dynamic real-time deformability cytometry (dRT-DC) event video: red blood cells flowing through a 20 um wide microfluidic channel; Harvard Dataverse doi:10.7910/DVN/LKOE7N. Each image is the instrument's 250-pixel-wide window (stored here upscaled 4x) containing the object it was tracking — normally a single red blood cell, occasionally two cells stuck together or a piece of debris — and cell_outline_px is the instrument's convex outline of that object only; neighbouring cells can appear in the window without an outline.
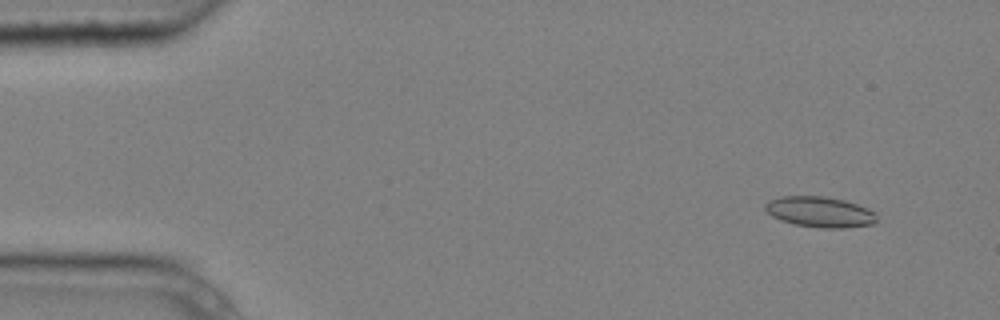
{"species": "common noctule bat (a hibernating species)", "species_latin": "Nyctalus noctula", "temperature_condition": "cold", "stored_images_in_passage": 5, "camera_frame_rate_fps": 3000, "um_per_image_px": 0.085, "animal": {"sex": "male", "body_mass_g": 20.4}, "frame": {"image": 1, "passage_image": 2, "time_ms": 0.333, "image_size_px": [1000, 320], "cell_outline_px": [[876, 224], [844, 228], [820, 228], [796, 224], [780, 220], [772, 216], [764, 208], [764, 204], [768, 200], [780, 196], [820, 196], [844, 200], [868, 208], [876, 212]], "centroid_in_image_um": [69.69, 18.02], "position_along_channel_um": 15.3, "area_um2": 20.0}}
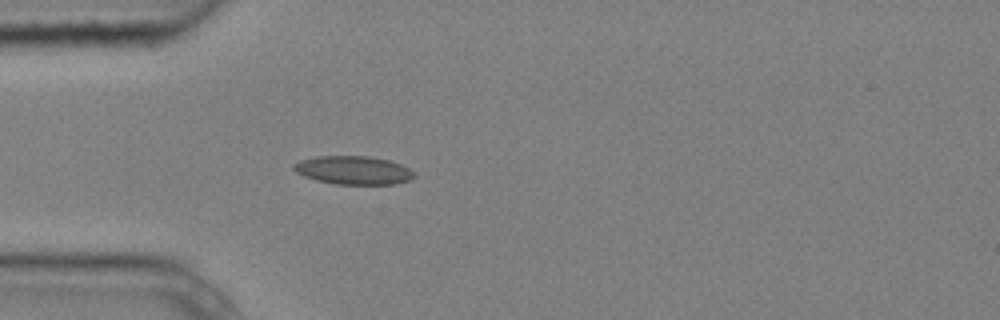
{"frame": {"image": 2, "passage_image": 5, "time_ms": 1.333, "image_size_px": [1000, 320], "cell_outline_px": [[416, 176], [412, 180], [396, 184], [336, 184], [316, 180], [304, 176], [296, 172], [292, 168], [292, 164], [300, 160], [316, 156], [368, 156], [388, 160], [400, 164], [416, 172]], "centroid_in_image_um": [30.05, 14.47], "position_along_channel_um": 54.9, "area_um2": 20.11}}